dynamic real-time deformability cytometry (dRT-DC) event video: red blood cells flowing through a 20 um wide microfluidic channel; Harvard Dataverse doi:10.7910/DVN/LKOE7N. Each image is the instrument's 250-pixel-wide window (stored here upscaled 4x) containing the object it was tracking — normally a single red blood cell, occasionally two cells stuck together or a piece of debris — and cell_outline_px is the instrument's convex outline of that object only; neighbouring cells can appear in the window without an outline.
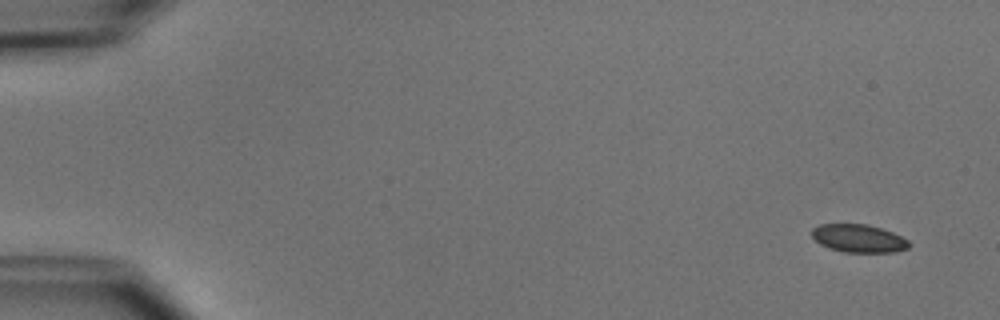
{"species": "common noctule bat (a hibernating species)", "species_latin": "Nyctalus noctula", "temperature_condition": "cold", "stored_images_in_passage": 5, "camera_frame_rate_fps": 3000, "um_per_image_px": 0.085, "animal": {"sex": "male", "body_mass_g": 15.6}, "frame": {"image": 1, "passage_image": 1, "time_ms": 0.0, "image_size_px": [1000, 320], "cell_outline_px": [[912, 244], [908, 248], [896, 252], [844, 252], [820, 244], [812, 236], [812, 228], [820, 224], [868, 224], [892, 232], [908, 240]], "centroid_in_image_um": [73.01, 20.26], "position_along_channel_um": 12.0, "area_um2": 15.78}}
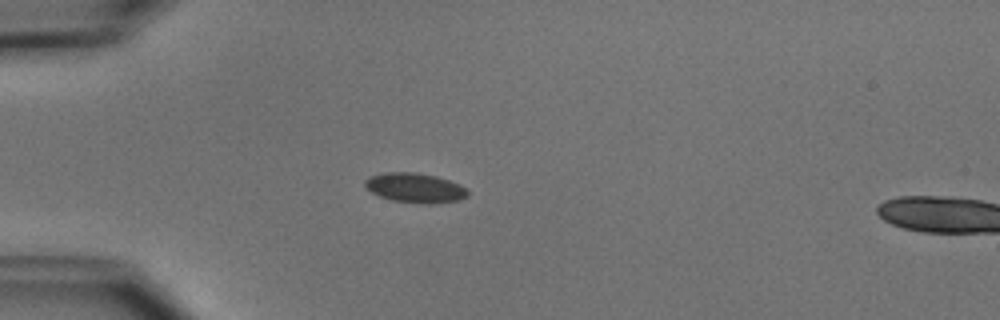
{"frame": {"image": 2, "passage_image": 4, "time_ms": 4.0, "image_size_px": [1000, 320], "cell_outline_px": [[468, 196], [460, 200], [432, 204], [424, 204], [392, 200], [380, 196], [372, 192], [364, 184], [364, 180], [368, 176], [388, 172], [416, 172], [436, 176], [460, 184], [468, 192]], "centroid_in_image_um": [35.28, 15.96], "position_along_channel_um": 49.7, "area_um2": 17.74}}